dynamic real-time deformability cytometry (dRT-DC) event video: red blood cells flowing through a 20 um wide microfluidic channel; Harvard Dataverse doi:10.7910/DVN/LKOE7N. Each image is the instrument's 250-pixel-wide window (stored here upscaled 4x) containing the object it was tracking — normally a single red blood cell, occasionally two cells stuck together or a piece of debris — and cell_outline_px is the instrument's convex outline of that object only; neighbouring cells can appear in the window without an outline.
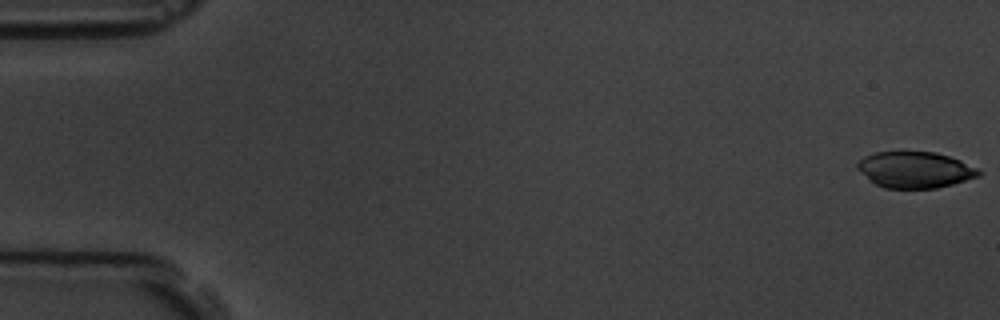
{"species": "common noctule bat (a hibernating species)", "species_latin": "Nyctalus noctula", "temperature_condition": "room temperature", "stored_images_in_passage": 5, "camera_frame_rate_fps": 3000, "um_per_image_px": 0.085, "animal": {"sex": "male", "body_mass_g": 19.5, "forearm_length_mm": 54.6}, "frame": {"image": 1, "passage_image": 1, "time_ms": 0.0, "image_size_px": [1000, 320], "cell_outline_px": [[984, 172], [980, 176], [952, 184], [936, 188], [884, 188], [868, 180], [856, 168], [856, 164], [864, 156], [876, 152], [936, 152], [960, 160]], "centroid_in_image_um": [77.76, 14.43], "position_along_channel_um": 7.2, "area_um2": 25.61}}
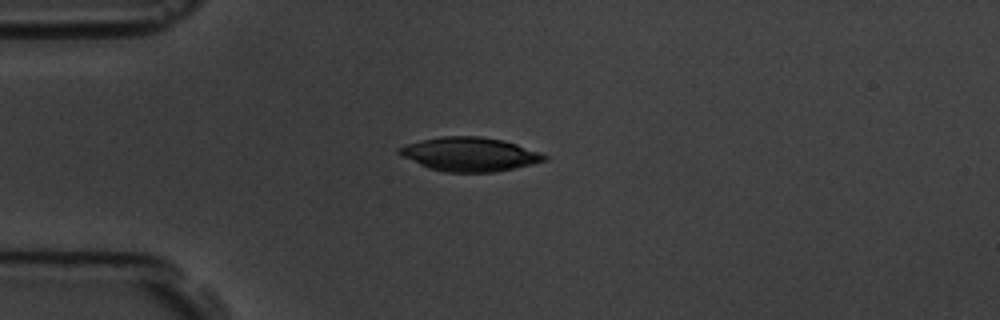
{"frame": {"image": 2, "passage_image": 5, "time_ms": 4.667, "image_size_px": [1000, 320], "cell_outline_px": [[548, 160], [532, 164], [492, 172], [444, 172], [428, 168], [396, 152], [396, 148], [408, 144], [440, 136], [480, 136], [504, 140], [540, 152], [548, 156]], "centroid_in_image_um": [39.94, 13.11], "position_along_channel_um": 45.1, "area_um2": 28.44}}